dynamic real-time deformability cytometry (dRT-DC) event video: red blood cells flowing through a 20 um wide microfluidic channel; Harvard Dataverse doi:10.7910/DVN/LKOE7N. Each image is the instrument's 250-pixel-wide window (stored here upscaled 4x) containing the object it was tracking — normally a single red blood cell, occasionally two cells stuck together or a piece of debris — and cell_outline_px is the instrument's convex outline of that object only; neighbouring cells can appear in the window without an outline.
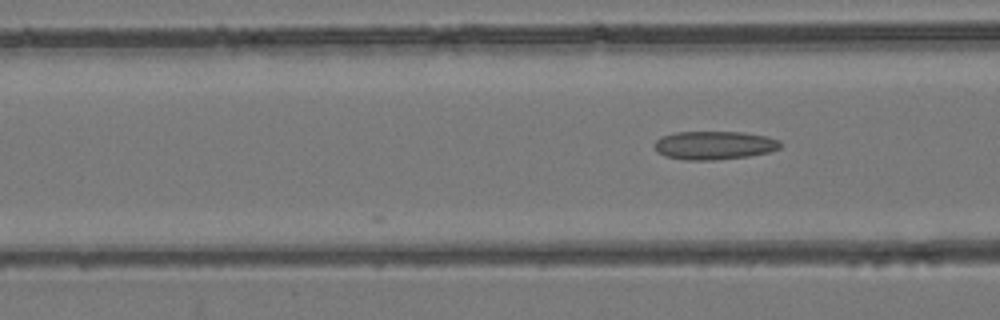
{"species": "common noctule bat (a hibernating species)", "species_latin": "Nyctalus noctula", "temperature_condition": "room temperature", "stored_images_in_passage": 6, "camera_frame_rate_fps": 3000, "um_per_image_px": 0.085, "animal": {"sex": "female", "body_mass_g": 24.6, "forearm_length_mm": 56.2}, "frame": {"image": 1, "passage_image": 6, "time_ms": 1.667, "image_size_px": [1000, 320], "cell_outline_px": [[780, 148], [768, 152], [748, 156], [712, 160], [684, 160], [664, 156], [652, 144], [660, 136], [676, 132], [744, 132], [768, 136], [780, 140]], "centroid_in_image_um": [60.7, 12.34], "position_along_channel_um": 105.9, "area_um2": 20.92}}